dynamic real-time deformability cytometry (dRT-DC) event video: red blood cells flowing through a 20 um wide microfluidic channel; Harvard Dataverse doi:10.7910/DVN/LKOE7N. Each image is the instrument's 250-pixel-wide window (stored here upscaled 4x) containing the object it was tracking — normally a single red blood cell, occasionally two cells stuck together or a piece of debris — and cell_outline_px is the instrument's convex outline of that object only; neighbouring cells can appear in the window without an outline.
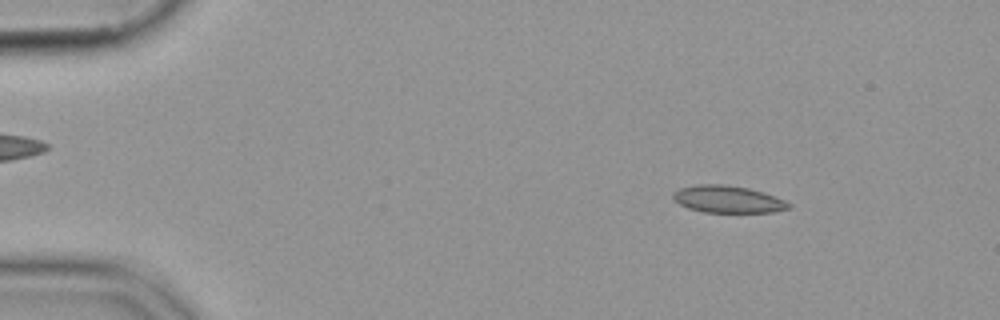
{"species": "common noctule bat (a hibernating species)", "species_latin": "Nyctalus noctula", "temperature_condition": "cold", "stored_images_in_passage": 51, "camera_frame_rate_fps": 3000, "um_per_image_px": 0.085, "animal": {"sex": "female", "body_mass_g": 19.9}, "frame": {"image": 1, "passage_image": 4, "time_ms": 1.0, "image_size_px": [1000, 320], "cell_outline_px": [[792, 208], [772, 212], [704, 212], [688, 208], [680, 204], [672, 196], [672, 192], [680, 188], [696, 184], [724, 184], [748, 188], [784, 200], [792, 204]], "centroid_in_image_um": [61.85, 16.93], "position_along_channel_um": 23.2, "area_um2": 18.15}}
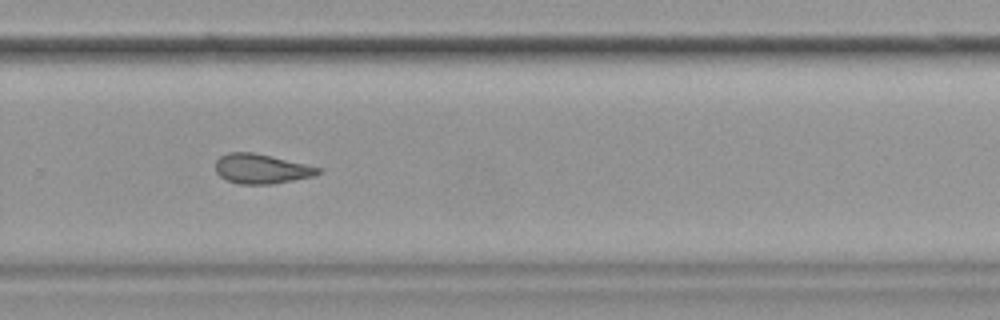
{"frame": {"image": 2, "passage_image": 34, "time_ms": 11.0, "image_size_px": [1000, 320], "cell_outline_px": [[320, 172], [312, 176], [272, 184], [240, 184], [228, 180], [220, 176], [216, 172], [216, 160], [220, 156], [228, 152], [252, 152], [272, 156], [320, 168]], "centroid_in_image_um": [22.17, 14.34], "position_along_channel_um": 307.6, "area_um2": 17.46}}
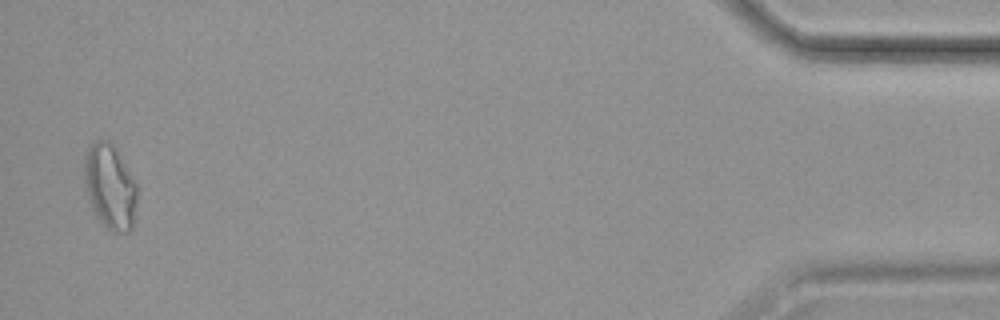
{"frame": {"image": 3, "passage_image": 50, "time_ms": 16.333, "image_size_px": [1000, 320], "cell_outline_px": [[136, 204], [132, 228], [128, 232], [112, 232], [96, 216], [88, 200], [84, 188], [84, 156], [88, 148], [96, 140], [108, 140], [112, 144], [136, 180]], "centroid_in_image_um": [9.33, 15.87], "position_along_channel_um": 425.9, "area_um2": 26.18}}